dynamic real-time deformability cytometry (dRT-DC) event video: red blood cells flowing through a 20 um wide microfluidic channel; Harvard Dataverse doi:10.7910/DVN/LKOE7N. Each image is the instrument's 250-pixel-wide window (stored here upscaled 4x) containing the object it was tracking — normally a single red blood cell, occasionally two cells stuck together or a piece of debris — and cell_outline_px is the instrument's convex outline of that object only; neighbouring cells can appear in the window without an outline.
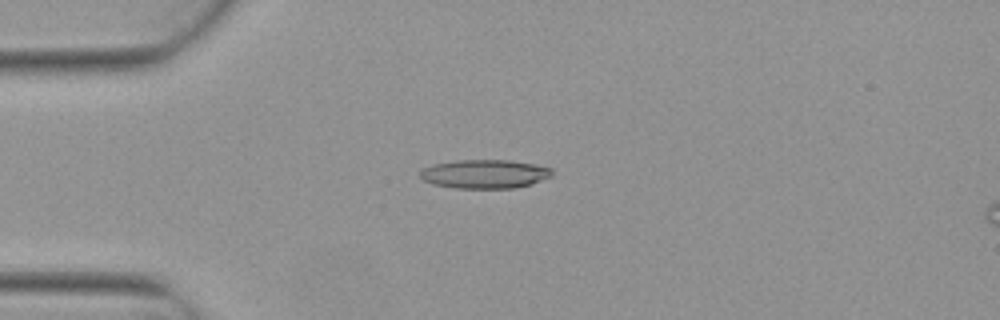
{"species": "Egyptian fruit bat (a non-hibernating species)", "species_latin": "Rousettus aegyptiacus", "temperature_condition": "warm", "stored_images_in_passage": 6, "camera_frame_rate_fps": 3000, "um_per_image_px": 0.085, "animal": {"sex": "female"}, "frame": {"image": 1, "passage_image": 4, "time_ms": 1.0, "image_size_px": [1000, 320], "cell_outline_px": [[552, 176], [532, 184], [516, 188], [456, 188], [432, 184], [424, 180], [420, 176], [420, 172], [424, 168], [432, 164], [456, 160], [512, 160], [552, 168]], "centroid_in_image_um": [41.2, 14.79], "position_along_channel_um": 43.8, "area_um2": 22.2}}
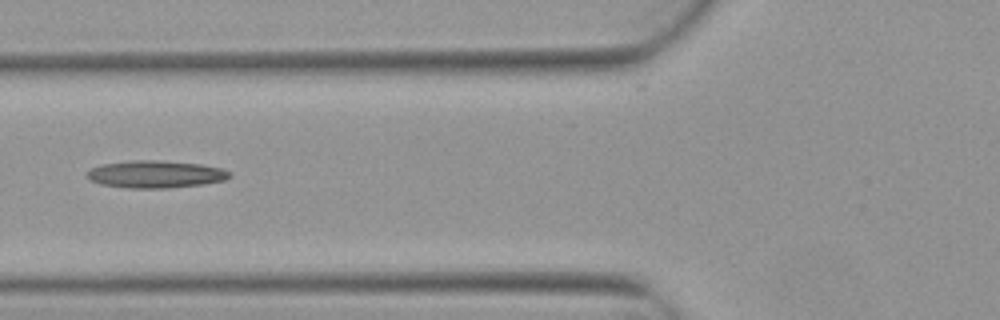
{"frame": {"image": 2, "passage_image": 6, "time_ms": 1.667, "image_size_px": [1000, 320], "cell_outline_px": [[232, 176], [224, 180], [204, 184], [168, 188], [128, 188], [100, 184], [84, 176], [92, 168], [100, 164], [128, 160], [160, 160], [200, 164], [224, 168], [232, 172]], "centroid_in_image_um": [13.24, 14.8], "position_along_channel_um": 112.6, "area_um2": 23.0}}